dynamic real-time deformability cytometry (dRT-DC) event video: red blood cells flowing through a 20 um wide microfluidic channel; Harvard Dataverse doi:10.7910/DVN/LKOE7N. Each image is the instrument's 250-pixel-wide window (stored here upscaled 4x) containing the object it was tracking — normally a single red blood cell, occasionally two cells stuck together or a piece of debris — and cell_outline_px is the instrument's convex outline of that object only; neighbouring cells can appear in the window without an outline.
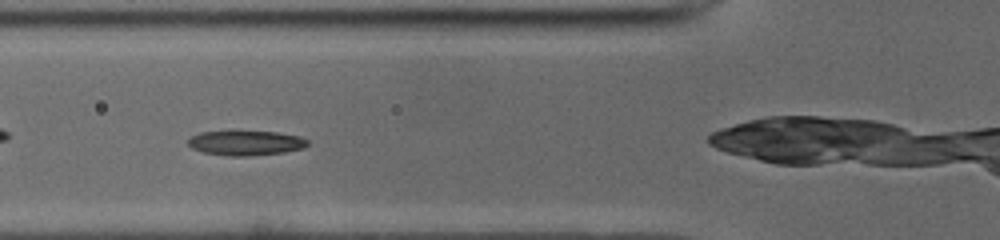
{"species": "common noctule bat (a hibernating species)", "species_latin": "Nyctalus noctula", "temperature_condition": "cold", "stored_images_in_passage": 39, "camera_frame_rate_fps": 3000, "um_per_image_px": 0.085, "animal": {"sex": "male", "body_mass_g": 19.0, "forearm_length_mm": 50.8}, "frame": {"image": 1, "passage_image": 6, "time_ms": 1.667, "image_size_px": [1000, 240], "cell_outline_px": [[308, 144], [304, 148], [284, 152], [252, 156], [228, 156], [204, 152], [192, 148], [188, 144], [188, 140], [192, 136], [200, 132], [232, 128], [276, 132], [300, 136], [308, 140]], "centroid_in_image_um": [20.87, 12.1], "position_along_channel_um": 104.9, "area_um2": 18.15}}
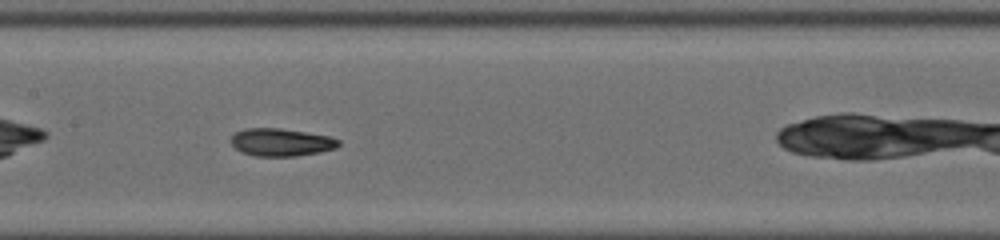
{"frame": {"image": 2, "passage_image": 12, "time_ms": 3.667, "image_size_px": [1000, 240], "cell_outline_px": [[340, 144], [336, 148], [320, 152], [296, 156], [256, 156], [240, 152], [232, 144], [232, 136], [236, 132], [244, 128], [280, 128], [328, 136], [340, 140]], "centroid_in_image_um": [23.89, 12.09], "position_along_channel_um": 183.5, "area_um2": 17.28}, "authors_computed_cell_mechanics": {"area_um2": 17.8602, "velocity_mm_per_s": 3.9371, "shape_relaxation_time_tau1_ms": 3.6523, "shape_relaxation_time_tau2_ms": 1.5869, "deformation_change_tau1": 0.1465, "deformation_change_tau2": 0.069}}